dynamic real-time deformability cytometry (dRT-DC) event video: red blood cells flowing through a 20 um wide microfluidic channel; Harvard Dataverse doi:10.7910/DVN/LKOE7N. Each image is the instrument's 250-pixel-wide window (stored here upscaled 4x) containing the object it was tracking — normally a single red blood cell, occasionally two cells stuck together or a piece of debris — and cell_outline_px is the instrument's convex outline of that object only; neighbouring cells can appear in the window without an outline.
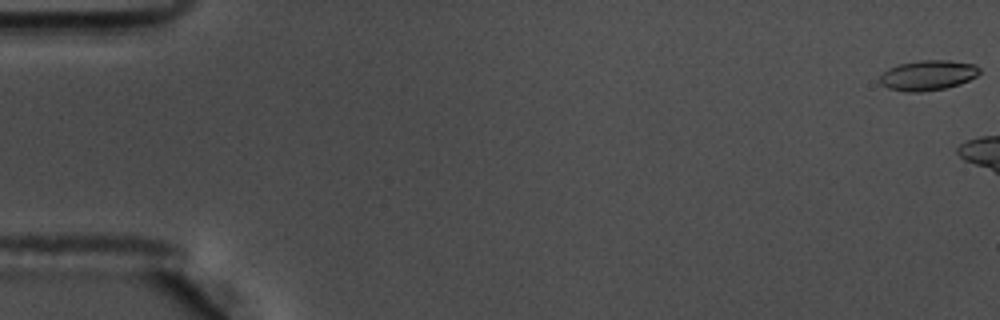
{"species": "common noctule bat (a hibernating species)", "species_latin": "Nyctalus noctula", "temperature_condition": "warm", "stored_images_in_passage": 7, "camera_frame_rate_fps": 3000, "um_per_image_px": 0.085, "animal": {"sex": "male", "body_mass_g": 17.5, "forearm_length_mm": 52.3}, "frame": {"image": 1, "passage_image": 1, "time_ms": 0.0, "image_size_px": [1000, 320], "cell_outline_px": [[980, 72], [976, 76], [960, 84], [944, 88], [920, 92], [904, 92], [888, 88], [880, 84], [876, 80], [888, 68], [900, 64], [920, 60], [948, 60], [976, 64], [980, 68]], "centroid_in_image_um": [78.84, 6.4], "position_along_channel_um": 6.2, "area_um2": 17.63}}